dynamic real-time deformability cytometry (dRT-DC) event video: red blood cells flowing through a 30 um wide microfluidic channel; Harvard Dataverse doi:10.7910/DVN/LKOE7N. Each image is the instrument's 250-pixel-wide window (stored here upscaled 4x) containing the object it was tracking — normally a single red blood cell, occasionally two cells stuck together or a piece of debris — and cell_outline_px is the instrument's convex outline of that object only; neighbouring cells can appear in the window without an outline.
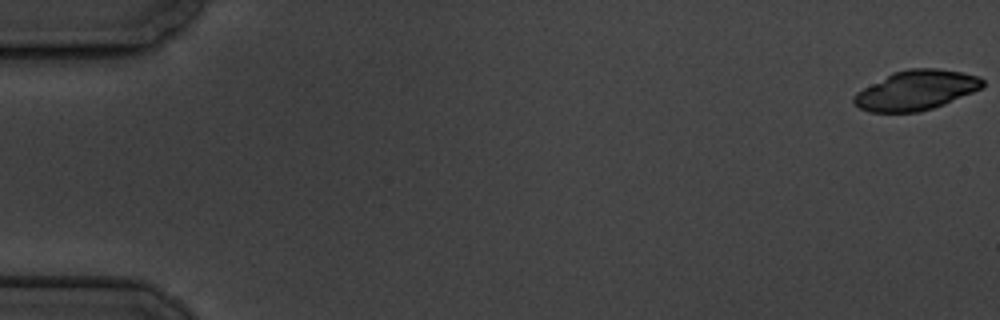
{"species": "common noctule bat (a hibernating species)", "species_latin": "Nyctalus noctula", "temperature_condition": "cold", "stored_images_in_passage": 7, "camera_frame_rate_fps": 3000, "um_per_image_px": 0.085, "animal": {"sex": "male", "body_mass_g": 19.5, "forearm_length_mm": 54.6}, "frame": {"image": 1, "passage_image": 1, "time_ms": 0.0, "image_size_px": [1000, 320], "cell_outline_px": [[984, 84], [980, 88], [972, 92], [944, 104], [920, 112], [868, 112], [852, 104], [852, 96], [856, 92], [892, 72], [912, 68], [936, 68], [960, 72], [980, 76], [984, 80]], "centroid_in_image_um": [77.82, 7.67], "position_along_channel_um": 7.2, "area_um2": 29.77}}
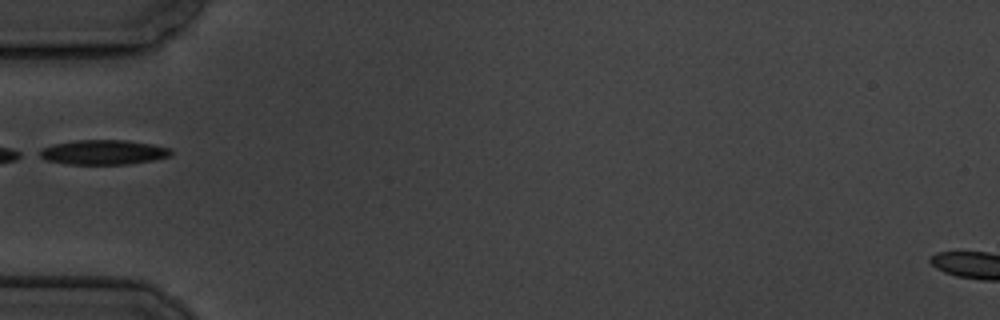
{"frame": {"image": 2, "passage_image": 7, "time_ms": 6.667, "image_size_px": [1000, 320], "cell_outline_px": [[172, 152], [168, 156], [152, 160], [128, 164], [64, 164], [48, 160], [40, 156], [36, 152], [52, 144], [76, 140], [128, 140], [152, 144], [168, 148]], "centroid_in_image_um": [8.74, 12.93], "position_along_channel_um": 76.3, "area_um2": 18.79}}